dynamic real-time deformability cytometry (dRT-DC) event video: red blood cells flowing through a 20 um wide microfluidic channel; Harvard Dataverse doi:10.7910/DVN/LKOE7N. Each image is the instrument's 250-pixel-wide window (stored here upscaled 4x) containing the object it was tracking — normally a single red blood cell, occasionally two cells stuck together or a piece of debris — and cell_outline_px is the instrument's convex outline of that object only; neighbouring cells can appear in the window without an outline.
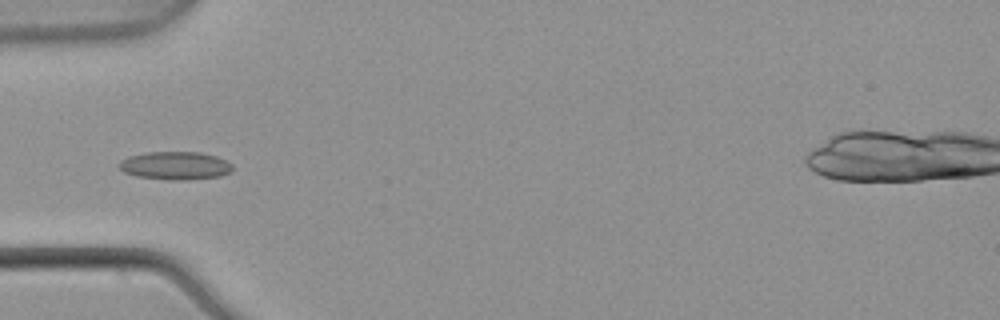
{"species": "common noctule bat (a hibernating species)", "species_latin": "Nyctalus noctula", "temperature_condition": "warm", "stored_images_in_passage": 4, "camera_frame_rate_fps": 3000, "um_per_image_px": 0.085, "animal": {"sex": "male", "body_mass_g": 21.5, "forearm_length_mm": 52.0}, "frame": {"image": 1, "passage_image": 4, "time_ms": 1.0, "image_size_px": [1000, 320], "cell_outline_px": [[232, 172], [220, 176], [188, 180], [168, 180], [136, 176], [124, 172], [120, 168], [120, 160], [128, 156], [148, 152], [200, 152], [216, 156], [232, 164]], "centroid_in_image_um": [14.91, 14.08], "position_along_channel_um": 70.1, "area_um2": 18.61}}